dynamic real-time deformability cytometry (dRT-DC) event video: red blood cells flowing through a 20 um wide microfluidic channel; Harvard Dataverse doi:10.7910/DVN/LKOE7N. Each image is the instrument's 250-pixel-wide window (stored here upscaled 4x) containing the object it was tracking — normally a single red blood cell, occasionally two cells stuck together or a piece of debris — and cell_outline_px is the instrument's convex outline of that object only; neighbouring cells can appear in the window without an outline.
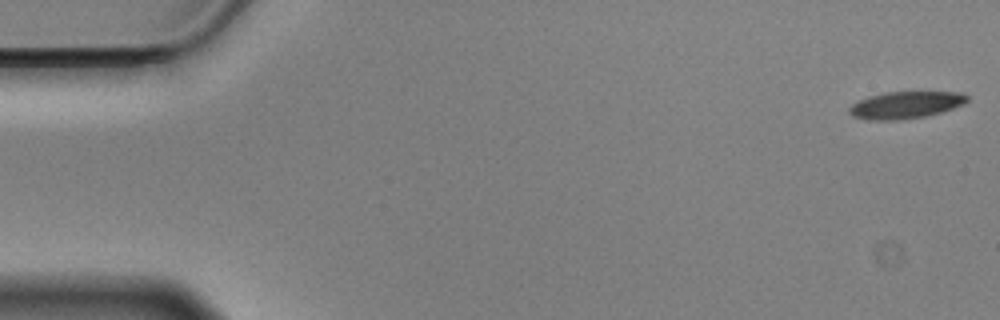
{"species": "Egyptian fruit bat (a non-hibernating species)", "species_latin": "Rousettus aegyptiacus", "temperature_condition": "cold", "stored_images_in_passage": 14, "camera_frame_rate_fps": 3000, "um_per_image_px": 0.085, "animal": {"sex": "male"}, "frame": {"image": 1, "passage_image": 1, "time_ms": 0.0, "image_size_px": [1000, 320], "cell_outline_px": [[968, 100], [964, 104], [940, 112], [924, 116], [900, 120], [872, 120], [852, 116], [848, 112], [848, 108], [852, 104], [868, 96], [884, 92], [964, 92], [968, 96]], "centroid_in_image_um": [76.97, 8.91], "position_along_channel_um": 8.0, "area_um2": 18.55}}